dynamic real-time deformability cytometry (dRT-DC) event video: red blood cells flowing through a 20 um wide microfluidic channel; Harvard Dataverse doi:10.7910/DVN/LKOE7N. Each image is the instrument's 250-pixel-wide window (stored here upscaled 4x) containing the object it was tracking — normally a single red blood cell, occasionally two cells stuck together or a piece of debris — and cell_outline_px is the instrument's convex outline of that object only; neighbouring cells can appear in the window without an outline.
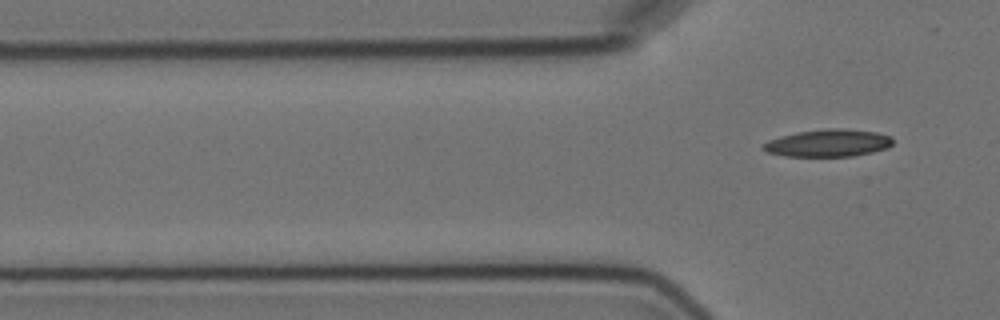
{"species": "Egyptian fruit bat (a non-hibernating species)", "species_latin": "Rousettus aegyptiacus", "temperature_condition": "cold", "stored_images_in_passage": 7, "segment_of_instrument_passage": [2, 2], "camera_frame_rate_fps": 3000, "um_per_image_px": 0.085, "animal": {"sex": "female"}, "frame": {"image": 1, "passage_image": 7, "time_ms": 7.0, "image_size_px": [1000, 320], "cell_outline_px": [[892, 144], [888, 148], [872, 152], [852, 156], [784, 156], [768, 152], [760, 148], [760, 144], [768, 140], [780, 136], [796, 132], [828, 128], [840, 128], [876, 132], [892, 136]], "centroid_in_image_um": [70.36, 12.15], "position_along_channel_um": 55.4, "area_um2": 20.81}}